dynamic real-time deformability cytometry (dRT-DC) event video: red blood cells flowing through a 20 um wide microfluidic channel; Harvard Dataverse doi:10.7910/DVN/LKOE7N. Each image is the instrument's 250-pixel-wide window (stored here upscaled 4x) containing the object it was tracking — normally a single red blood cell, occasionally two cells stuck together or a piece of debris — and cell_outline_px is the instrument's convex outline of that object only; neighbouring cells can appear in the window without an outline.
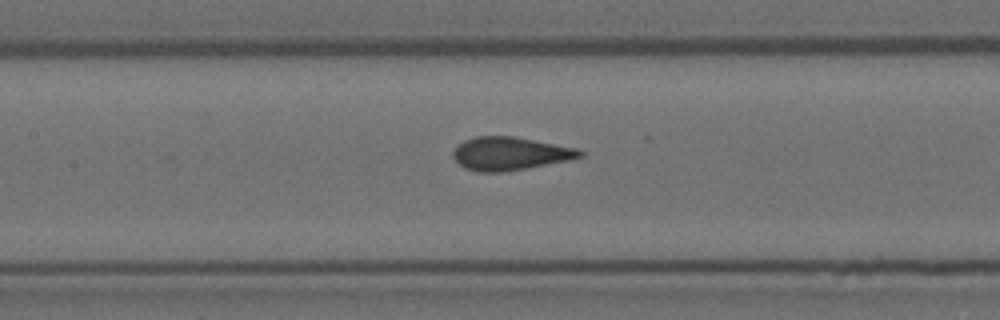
{"species": "Egyptian fruit bat (a non-hibernating species)", "species_latin": "Rousettus aegyptiacus", "temperature_condition": "room temperature", "stored_images_in_passage": 7, "segment_of_instrument_passage": [2, 2], "camera_frame_rate_fps": 3000, "um_per_image_px": 0.085, "animal": {"sex": "female"}, "frame": {"image": 1, "passage_image": 7, "time_ms": 2.0, "image_size_px": [1000, 320], "cell_outline_px": [[584, 156], [568, 160], [504, 172], [480, 172], [464, 168], [452, 156], [452, 152], [464, 140], [476, 136], [512, 136], [576, 148], [584, 152]], "centroid_in_image_um": [43.33, 13.06], "position_along_channel_um": 164.1, "area_um2": 24.22}}